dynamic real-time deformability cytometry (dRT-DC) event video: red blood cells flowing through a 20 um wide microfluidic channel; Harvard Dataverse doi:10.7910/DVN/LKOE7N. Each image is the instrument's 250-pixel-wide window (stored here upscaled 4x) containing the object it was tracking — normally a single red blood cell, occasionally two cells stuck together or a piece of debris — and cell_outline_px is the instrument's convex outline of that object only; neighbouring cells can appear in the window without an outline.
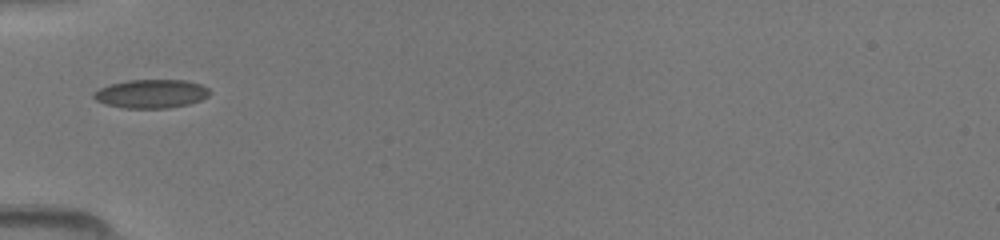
{"species": "common noctule bat (a hibernating species)", "species_latin": "Nyctalus noctula", "temperature_condition": "room temperature", "stored_images_in_passage": 3, "camera_frame_rate_fps": 3000, "um_per_image_px": 0.085, "animal": {"sex": "female", "body_mass_g": 19.5, "forearm_length_mm": 54.1}, "frame": {"image": 1, "passage_image": 1, "time_ms": 0.0, "image_size_px": [1000, 240], "cell_outline_px": [[208, 96], [200, 100], [188, 104], [164, 108], [124, 108], [104, 104], [96, 100], [92, 96], [92, 92], [108, 84], [128, 80], [188, 80], [200, 84], [208, 88]], "centroid_in_image_um": [12.8, 7.96], "position_along_channel_um": 72.2, "area_um2": 19.36}}